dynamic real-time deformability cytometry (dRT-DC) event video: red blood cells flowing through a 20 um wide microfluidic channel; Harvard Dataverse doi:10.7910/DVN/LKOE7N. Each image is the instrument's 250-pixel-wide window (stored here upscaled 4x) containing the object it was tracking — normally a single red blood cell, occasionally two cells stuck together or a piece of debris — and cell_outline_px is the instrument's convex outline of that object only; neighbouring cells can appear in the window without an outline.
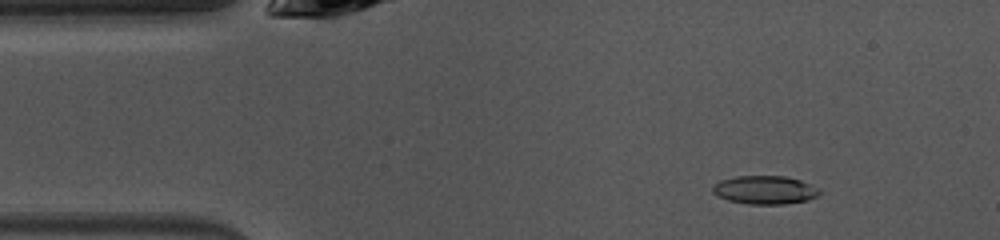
{"species": "common noctule bat (a hibernating species)", "species_latin": "Nyctalus noctula", "temperature_condition": "warm", "stored_images_in_passage": 47, "camera_frame_rate_fps": 3000, "um_per_image_px": 0.085, "animal": {"sex": "female", "body_mass_g": 10.0, "forearm_length_mm": 53.1}, "frame": {"image": 1, "passage_image": 5, "time_ms": 1.333, "image_size_px": [1000, 240], "cell_outline_px": [[820, 192], [816, 196], [808, 200], [784, 204], [748, 204], [728, 200], [712, 192], [712, 184], [720, 180], [736, 176], [784, 176], [800, 180], [820, 188]], "centroid_in_image_um": [65.0, 16.14], "position_along_channel_um": 20.0, "area_um2": 17.69}}
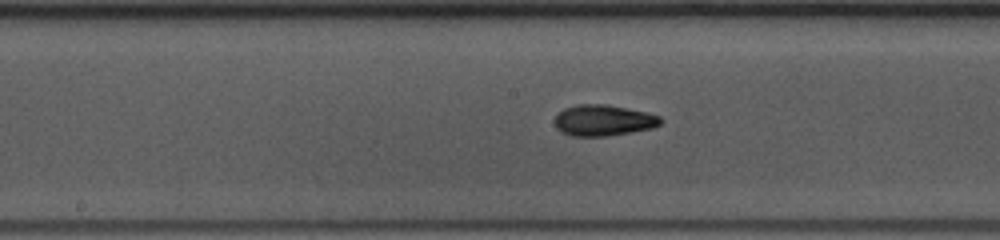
{"frame": {"image": 2, "passage_image": 22, "time_ms": 7.0, "image_size_px": [1000, 240], "cell_outline_px": [[660, 124], [652, 128], [604, 136], [572, 136], [560, 132], [556, 128], [552, 120], [564, 108], [576, 104], [604, 104], [644, 112], [660, 116]], "centroid_in_image_um": [51.2, 10.23], "position_along_channel_um": 197.0, "area_um2": 18.96}}
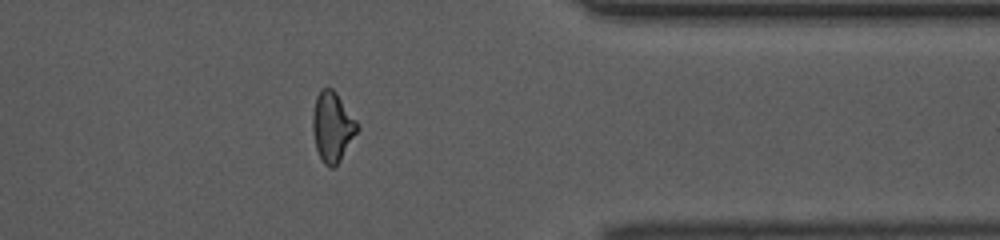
{"frame": {"image": 3, "passage_image": 37, "time_ms": 12.0, "image_size_px": [1000, 240], "cell_outline_px": [[360, 128], [340, 160], [332, 168], [328, 168], [324, 164], [316, 148], [312, 128], [312, 112], [316, 96], [320, 88], [332, 88], [336, 92], [360, 124]], "centroid_in_image_um": [28.26, 10.75], "position_along_channel_um": 383.1, "area_um2": 18.32}, "authors_computed_cell_mechanics": {"area_um2": 18.1492, "velocity_mm_per_s": 4.0664, "shape_relaxation_time_tau1_ms": 3.6836, "shape_relaxation_time_tau2_ms": 2.1593, "deformation_change_tau1": 0.1669, "deformation_change_tau2": 0.0864}}